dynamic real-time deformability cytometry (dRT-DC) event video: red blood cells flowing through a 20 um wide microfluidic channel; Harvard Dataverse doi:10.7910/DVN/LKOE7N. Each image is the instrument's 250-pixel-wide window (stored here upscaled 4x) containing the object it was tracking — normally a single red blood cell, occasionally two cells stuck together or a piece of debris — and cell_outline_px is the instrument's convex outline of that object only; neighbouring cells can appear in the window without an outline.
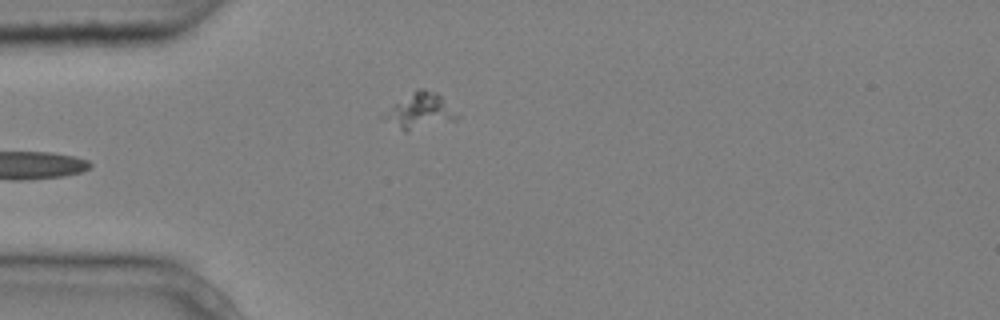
{"species": "common noctule bat (a hibernating species)", "species_latin": "Nyctalus noctula", "temperature_condition": "cold", "stored_images_in_passage": 4, "camera_frame_rate_fps": 3000, "um_per_image_px": 0.085, "animal": {"sex": "male", "body_mass_g": 20.4}, "frame": {"image": 1, "passage_image": 4, "time_ms": 1.0, "image_size_px": [1000, 320], "cell_outline_px": [[460, 116], [456, 120], [404, 132], [380, 116], [416, 88], [424, 88], [436, 92]], "centroid_in_image_um": [35.7, 9.43], "position_along_channel_um": 49.3, "area_um2": 14.8}}